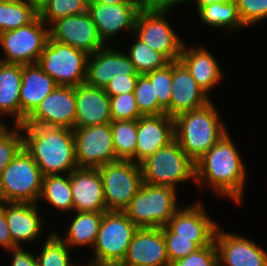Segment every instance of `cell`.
<instances>
[{
	"label": "cell",
	"mask_w": 267,
	"mask_h": 266,
	"mask_svg": "<svg viewBox=\"0 0 267 266\" xmlns=\"http://www.w3.org/2000/svg\"><path fill=\"white\" fill-rule=\"evenodd\" d=\"M38 10L26 0L0 1V33L28 25Z\"/></svg>",
	"instance_id": "cell-31"
},
{
	"label": "cell",
	"mask_w": 267,
	"mask_h": 266,
	"mask_svg": "<svg viewBox=\"0 0 267 266\" xmlns=\"http://www.w3.org/2000/svg\"><path fill=\"white\" fill-rule=\"evenodd\" d=\"M58 85L37 64L22 65L20 89V125L35 111L42 100Z\"/></svg>",
	"instance_id": "cell-23"
},
{
	"label": "cell",
	"mask_w": 267,
	"mask_h": 266,
	"mask_svg": "<svg viewBox=\"0 0 267 266\" xmlns=\"http://www.w3.org/2000/svg\"><path fill=\"white\" fill-rule=\"evenodd\" d=\"M170 266H219L215 242L199 248L185 258L171 262Z\"/></svg>",
	"instance_id": "cell-41"
},
{
	"label": "cell",
	"mask_w": 267,
	"mask_h": 266,
	"mask_svg": "<svg viewBox=\"0 0 267 266\" xmlns=\"http://www.w3.org/2000/svg\"><path fill=\"white\" fill-rule=\"evenodd\" d=\"M198 14L203 23L212 28L223 27L226 30L228 28V30H233L246 27L241 21L236 1L204 5L198 10Z\"/></svg>",
	"instance_id": "cell-30"
},
{
	"label": "cell",
	"mask_w": 267,
	"mask_h": 266,
	"mask_svg": "<svg viewBox=\"0 0 267 266\" xmlns=\"http://www.w3.org/2000/svg\"><path fill=\"white\" fill-rule=\"evenodd\" d=\"M47 237L41 252L36 256L39 266H74L70 260V247L61 240V237L56 232Z\"/></svg>",
	"instance_id": "cell-36"
},
{
	"label": "cell",
	"mask_w": 267,
	"mask_h": 266,
	"mask_svg": "<svg viewBox=\"0 0 267 266\" xmlns=\"http://www.w3.org/2000/svg\"><path fill=\"white\" fill-rule=\"evenodd\" d=\"M196 183H208L219 196L240 204L244 195L246 168L231 136L226 133L195 162Z\"/></svg>",
	"instance_id": "cell-1"
},
{
	"label": "cell",
	"mask_w": 267,
	"mask_h": 266,
	"mask_svg": "<svg viewBox=\"0 0 267 266\" xmlns=\"http://www.w3.org/2000/svg\"><path fill=\"white\" fill-rule=\"evenodd\" d=\"M22 65L0 61V115L14 116V125H20V89Z\"/></svg>",
	"instance_id": "cell-27"
},
{
	"label": "cell",
	"mask_w": 267,
	"mask_h": 266,
	"mask_svg": "<svg viewBox=\"0 0 267 266\" xmlns=\"http://www.w3.org/2000/svg\"><path fill=\"white\" fill-rule=\"evenodd\" d=\"M0 246L11 250L17 246L13 243L5 218V202L0 201Z\"/></svg>",
	"instance_id": "cell-45"
},
{
	"label": "cell",
	"mask_w": 267,
	"mask_h": 266,
	"mask_svg": "<svg viewBox=\"0 0 267 266\" xmlns=\"http://www.w3.org/2000/svg\"><path fill=\"white\" fill-rule=\"evenodd\" d=\"M38 203L5 202V218L12 241L20 247L21 242H33L42 230V219Z\"/></svg>",
	"instance_id": "cell-24"
},
{
	"label": "cell",
	"mask_w": 267,
	"mask_h": 266,
	"mask_svg": "<svg viewBox=\"0 0 267 266\" xmlns=\"http://www.w3.org/2000/svg\"><path fill=\"white\" fill-rule=\"evenodd\" d=\"M75 87L57 86L21 126H55L74 129Z\"/></svg>",
	"instance_id": "cell-14"
},
{
	"label": "cell",
	"mask_w": 267,
	"mask_h": 266,
	"mask_svg": "<svg viewBox=\"0 0 267 266\" xmlns=\"http://www.w3.org/2000/svg\"><path fill=\"white\" fill-rule=\"evenodd\" d=\"M103 212H76L65 239L61 240L70 248L74 246H94Z\"/></svg>",
	"instance_id": "cell-28"
},
{
	"label": "cell",
	"mask_w": 267,
	"mask_h": 266,
	"mask_svg": "<svg viewBox=\"0 0 267 266\" xmlns=\"http://www.w3.org/2000/svg\"><path fill=\"white\" fill-rule=\"evenodd\" d=\"M88 3H104V4L141 3V0H88Z\"/></svg>",
	"instance_id": "cell-47"
},
{
	"label": "cell",
	"mask_w": 267,
	"mask_h": 266,
	"mask_svg": "<svg viewBox=\"0 0 267 266\" xmlns=\"http://www.w3.org/2000/svg\"><path fill=\"white\" fill-rule=\"evenodd\" d=\"M143 182L176 189L177 183L196 179L195 162L174 140L140 163Z\"/></svg>",
	"instance_id": "cell-5"
},
{
	"label": "cell",
	"mask_w": 267,
	"mask_h": 266,
	"mask_svg": "<svg viewBox=\"0 0 267 266\" xmlns=\"http://www.w3.org/2000/svg\"><path fill=\"white\" fill-rule=\"evenodd\" d=\"M75 157L78 168H99L118 161L111 123L74 128Z\"/></svg>",
	"instance_id": "cell-12"
},
{
	"label": "cell",
	"mask_w": 267,
	"mask_h": 266,
	"mask_svg": "<svg viewBox=\"0 0 267 266\" xmlns=\"http://www.w3.org/2000/svg\"><path fill=\"white\" fill-rule=\"evenodd\" d=\"M23 147L43 176L71 173L78 168L73 129L55 126H21Z\"/></svg>",
	"instance_id": "cell-2"
},
{
	"label": "cell",
	"mask_w": 267,
	"mask_h": 266,
	"mask_svg": "<svg viewBox=\"0 0 267 266\" xmlns=\"http://www.w3.org/2000/svg\"><path fill=\"white\" fill-rule=\"evenodd\" d=\"M109 100L112 121L138 120L143 116L138 109L133 92L110 96Z\"/></svg>",
	"instance_id": "cell-39"
},
{
	"label": "cell",
	"mask_w": 267,
	"mask_h": 266,
	"mask_svg": "<svg viewBox=\"0 0 267 266\" xmlns=\"http://www.w3.org/2000/svg\"><path fill=\"white\" fill-rule=\"evenodd\" d=\"M21 247L22 245L9 250V252H12L13 254L10 266H39L37 257L30 252L23 250Z\"/></svg>",
	"instance_id": "cell-44"
},
{
	"label": "cell",
	"mask_w": 267,
	"mask_h": 266,
	"mask_svg": "<svg viewBox=\"0 0 267 266\" xmlns=\"http://www.w3.org/2000/svg\"><path fill=\"white\" fill-rule=\"evenodd\" d=\"M111 128L116 159L135 162L137 120L112 121Z\"/></svg>",
	"instance_id": "cell-32"
},
{
	"label": "cell",
	"mask_w": 267,
	"mask_h": 266,
	"mask_svg": "<svg viewBox=\"0 0 267 266\" xmlns=\"http://www.w3.org/2000/svg\"><path fill=\"white\" fill-rule=\"evenodd\" d=\"M209 52L201 45L188 49L184 42L179 57V61L186 67L196 80V83L207 95L209 90H212L213 87L221 82L220 80H222L223 76L219 63Z\"/></svg>",
	"instance_id": "cell-26"
},
{
	"label": "cell",
	"mask_w": 267,
	"mask_h": 266,
	"mask_svg": "<svg viewBox=\"0 0 267 266\" xmlns=\"http://www.w3.org/2000/svg\"><path fill=\"white\" fill-rule=\"evenodd\" d=\"M29 4L33 5L37 10L41 8V6L47 1V0H26Z\"/></svg>",
	"instance_id": "cell-49"
},
{
	"label": "cell",
	"mask_w": 267,
	"mask_h": 266,
	"mask_svg": "<svg viewBox=\"0 0 267 266\" xmlns=\"http://www.w3.org/2000/svg\"><path fill=\"white\" fill-rule=\"evenodd\" d=\"M184 1L188 2L189 0H141V6L142 8L151 11L167 12L171 11L172 7H175L176 5L183 3Z\"/></svg>",
	"instance_id": "cell-46"
},
{
	"label": "cell",
	"mask_w": 267,
	"mask_h": 266,
	"mask_svg": "<svg viewBox=\"0 0 267 266\" xmlns=\"http://www.w3.org/2000/svg\"><path fill=\"white\" fill-rule=\"evenodd\" d=\"M119 266H170L161 228H139Z\"/></svg>",
	"instance_id": "cell-17"
},
{
	"label": "cell",
	"mask_w": 267,
	"mask_h": 266,
	"mask_svg": "<svg viewBox=\"0 0 267 266\" xmlns=\"http://www.w3.org/2000/svg\"><path fill=\"white\" fill-rule=\"evenodd\" d=\"M174 122L175 140L194 162L227 133L212 101L201 108L181 113Z\"/></svg>",
	"instance_id": "cell-3"
},
{
	"label": "cell",
	"mask_w": 267,
	"mask_h": 266,
	"mask_svg": "<svg viewBox=\"0 0 267 266\" xmlns=\"http://www.w3.org/2000/svg\"><path fill=\"white\" fill-rule=\"evenodd\" d=\"M88 0H47L38 10L39 18L46 24L67 16L87 12Z\"/></svg>",
	"instance_id": "cell-35"
},
{
	"label": "cell",
	"mask_w": 267,
	"mask_h": 266,
	"mask_svg": "<svg viewBox=\"0 0 267 266\" xmlns=\"http://www.w3.org/2000/svg\"><path fill=\"white\" fill-rule=\"evenodd\" d=\"M124 75H139L126 53L106 45L89 55L85 80L89 86L104 89L113 77Z\"/></svg>",
	"instance_id": "cell-20"
},
{
	"label": "cell",
	"mask_w": 267,
	"mask_h": 266,
	"mask_svg": "<svg viewBox=\"0 0 267 266\" xmlns=\"http://www.w3.org/2000/svg\"><path fill=\"white\" fill-rule=\"evenodd\" d=\"M139 75L115 76L106 85L104 91L110 96L134 92Z\"/></svg>",
	"instance_id": "cell-43"
},
{
	"label": "cell",
	"mask_w": 267,
	"mask_h": 266,
	"mask_svg": "<svg viewBox=\"0 0 267 266\" xmlns=\"http://www.w3.org/2000/svg\"><path fill=\"white\" fill-rule=\"evenodd\" d=\"M166 13L141 8L136 17L134 32L151 49L173 62L179 60L184 41L165 19Z\"/></svg>",
	"instance_id": "cell-11"
},
{
	"label": "cell",
	"mask_w": 267,
	"mask_h": 266,
	"mask_svg": "<svg viewBox=\"0 0 267 266\" xmlns=\"http://www.w3.org/2000/svg\"><path fill=\"white\" fill-rule=\"evenodd\" d=\"M210 101L186 67L179 60L173 61L171 100L165 114L175 118L181 113L201 108Z\"/></svg>",
	"instance_id": "cell-19"
},
{
	"label": "cell",
	"mask_w": 267,
	"mask_h": 266,
	"mask_svg": "<svg viewBox=\"0 0 267 266\" xmlns=\"http://www.w3.org/2000/svg\"><path fill=\"white\" fill-rule=\"evenodd\" d=\"M89 54L48 38L37 64L58 86L77 87L85 83Z\"/></svg>",
	"instance_id": "cell-8"
},
{
	"label": "cell",
	"mask_w": 267,
	"mask_h": 266,
	"mask_svg": "<svg viewBox=\"0 0 267 266\" xmlns=\"http://www.w3.org/2000/svg\"><path fill=\"white\" fill-rule=\"evenodd\" d=\"M15 127L13 131H10L5 123H0V177L4 169L23 148L21 125H15Z\"/></svg>",
	"instance_id": "cell-38"
},
{
	"label": "cell",
	"mask_w": 267,
	"mask_h": 266,
	"mask_svg": "<svg viewBox=\"0 0 267 266\" xmlns=\"http://www.w3.org/2000/svg\"><path fill=\"white\" fill-rule=\"evenodd\" d=\"M127 55L139 75L165 67L170 61L161 53L151 49L145 42L135 37Z\"/></svg>",
	"instance_id": "cell-33"
},
{
	"label": "cell",
	"mask_w": 267,
	"mask_h": 266,
	"mask_svg": "<svg viewBox=\"0 0 267 266\" xmlns=\"http://www.w3.org/2000/svg\"><path fill=\"white\" fill-rule=\"evenodd\" d=\"M241 21L249 26L267 18V0H236Z\"/></svg>",
	"instance_id": "cell-42"
},
{
	"label": "cell",
	"mask_w": 267,
	"mask_h": 266,
	"mask_svg": "<svg viewBox=\"0 0 267 266\" xmlns=\"http://www.w3.org/2000/svg\"><path fill=\"white\" fill-rule=\"evenodd\" d=\"M43 175L23 147L0 177V201L39 203Z\"/></svg>",
	"instance_id": "cell-7"
},
{
	"label": "cell",
	"mask_w": 267,
	"mask_h": 266,
	"mask_svg": "<svg viewBox=\"0 0 267 266\" xmlns=\"http://www.w3.org/2000/svg\"><path fill=\"white\" fill-rule=\"evenodd\" d=\"M75 212H107L103 182L97 168H76L70 173Z\"/></svg>",
	"instance_id": "cell-21"
},
{
	"label": "cell",
	"mask_w": 267,
	"mask_h": 266,
	"mask_svg": "<svg viewBox=\"0 0 267 266\" xmlns=\"http://www.w3.org/2000/svg\"><path fill=\"white\" fill-rule=\"evenodd\" d=\"M196 1L197 11L204 5L215 3V2H221V3H230L232 1L236 0H194Z\"/></svg>",
	"instance_id": "cell-48"
},
{
	"label": "cell",
	"mask_w": 267,
	"mask_h": 266,
	"mask_svg": "<svg viewBox=\"0 0 267 266\" xmlns=\"http://www.w3.org/2000/svg\"><path fill=\"white\" fill-rule=\"evenodd\" d=\"M175 140L174 118L163 113L142 116L137 120L135 162L140 164L160 148Z\"/></svg>",
	"instance_id": "cell-18"
},
{
	"label": "cell",
	"mask_w": 267,
	"mask_h": 266,
	"mask_svg": "<svg viewBox=\"0 0 267 266\" xmlns=\"http://www.w3.org/2000/svg\"><path fill=\"white\" fill-rule=\"evenodd\" d=\"M154 85L158 103L166 109L170 105L172 91V62L165 67L145 74Z\"/></svg>",
	"instance_id": "cell-40"
},
{
	"label": "cell",
	"mask_w": 267,
	"mask_h": 266,
	"mask_svg": "<svg viewBox=\"0 0 267 266\" xmlns=\"http://www.w3.org/2000/svg\"><path fill=\"white\" fill-rule=\"evenodd\" d=\"M74 128L102 125L112 122L110 100L103 88L86 83L75 87Z\"/></svg>",
	"instance_id": "cell-22"
},
{
	"label": "cell",
	"mask_w": 267,
	"mask_h": 266,
	"mask_svg": "<svg viewBox=\"0 0 267 266\" xmlns=\"http://www.w3.org/2000/svg\"><path fill=\"white\" fill-rule=\"evenodd\" d=\"M176 194L171 187L143 182L123 212L138 228H161L180 209Z\"/></svg>",
	"instance_id": "cell-6"
},
{
	"label": "cell",
	"mask_w": 267,
	"mask_h": 266,
	"mask_svg": "<svg viewBox=\"0 0 267 266\" xmlns=\"http://www.w3.org/2000/svg\"><path fill=\"white\" fill-rule=\"evenodd\" d=\"M45 25L37 16L28 25L1 32L0 45L4 58L0 61L21 65L37 63L49 38V28Z\"/></svg>",
	"instance_id": "cell-10"
},
{
	"label": "cell",
	"mask_w": 267,
	"mask_h": 266,
	"mask_svg": "<svg viewBox=\"0 0 267 266\" xmlns=\"http://www.w3.org/2000/svg\"><path fill=\"white\" fill-rule=\"evenodd\" d=\"M220 230L218 227L214 238L219 266H267L264 249L248 238Z\"/></svg>",
	"instance_id": "cell-16"
},
{
	"label": "cell",
	"mask_w": 267,
	"mask_h": 266,
	"mask_svg": "<svg viewBox=\"0 0 267 266\" xmlns=\"http://www.w3.org/2000/svg\"><path fill=\"white\" fill-rule=\"evenodd\" d=\"M141 8V3H88L87 12L100 38L107 45V40L113 39L122 30L126 29L135 33V21Z\"/></svg>",
	"instance_id": "cell-15"
},
{
	"label": "cell",
	"mask_w": 267,
	"mask_h": 266,
	"mask_svg": "<svg viewBox=\"0 0 267 266\" xmlns=\"http://www.w3.org/2000/svg\"><path fill=\"white\" fill-rule=\"evenodd\" d=\"M133 93L138 109L143 116L160 115L165 113V109L158 103L154 85L145 74L138 76Z\"/></svg>",
	"instance_id": "cell-37"
},
{
	"label": "cell",
	"mask_w": 267,
	"mask_h": 266,
	"mask_svg": "<svg viewBox=\"0 0 267 266\" xmlns=\"http://www.w3.org/2000/svg\"><path fill=\"white\" fill-rule=\"evenodd\" d=\"M166 241L167 255L169 262L187 257L199 248L210 245L214 238H184L177 237L167 226L162 227Z\"/></svg>",
	"instance_id": "cell-34"
},
{
	"label": "cell",
	"mask_w": 267,
	"mask_h": 266,
	"mask_svg": "<svg viewBox=\"0 0 267 266\" xmlns=\"http://www.w3.org/2000/svg\"><path fill=\"white\" fill-rule=\"evenodd\" d=\"M139 228L123 211L103 212L94 249V258L86 266H119Z\"/></svg>",
	"instance_id": "cell-4"
},
{
	"label": "cell",
	"mask_w": 267,
	"mask_h": 266,
	"mask_svg": "<svg viewBox=\"0 0 267 266\" xmlns=\"http://www.w3.org/2000/svg\"><path fill=\"white\" fill-rule=\"evenodd\" d=\"M98 169L107 211H123L143 184L140 164L118 160Z\"/></svg>",
	"instance_id": "cell-9"
},
{
	"label": "cell",
	"mask_w": 267,
	"mask_h": 266,
	"mask_svg": "<svg viewBox=\"0 0 267 266\" xmlns=\"http://www.w3.org/2000/svg\"><path fill=\"white\" fill-rule=\"evenodd\" d=\"M49 38L83 50L89 55L106 46L88 12L63 17L52 22L49 28Z\"/></svg>",
	"instance_id": "cell-13"
},
{
	"label": "cell",
	"mask_w": 267,
	"mask_h": 266,
	"mask_svg": "<svg viewBox=\"0 0 267 266\" xmlns=\"http://www.w3.org/2000/svg\"><path fill=\"white\" fill-rule=\"evenodd\" d=\"M45 199L55 209L69 212L73 210L70 173L67 175L43 176L40 199Z\"/></svg>",
	"instance_id": "cell-29"
},
{
	"label": "cell",
	"mask_w": 267,
	"mask_h": 266,
	"mask_svg": "<svg viewBox=\"0 0 267 266\" xmlns=\"http://www.w3.org/2000/svg\"><path fill=\"white\" fill-rule=\"evenodd\" d=\"M194 202L189 207L180 209L169 219L167 227L177 237L184 238H215L218 228L217 222L212 220L202 204Z\"/></svg>",
	"instance_id": "cell-25"
}]
</instances>
